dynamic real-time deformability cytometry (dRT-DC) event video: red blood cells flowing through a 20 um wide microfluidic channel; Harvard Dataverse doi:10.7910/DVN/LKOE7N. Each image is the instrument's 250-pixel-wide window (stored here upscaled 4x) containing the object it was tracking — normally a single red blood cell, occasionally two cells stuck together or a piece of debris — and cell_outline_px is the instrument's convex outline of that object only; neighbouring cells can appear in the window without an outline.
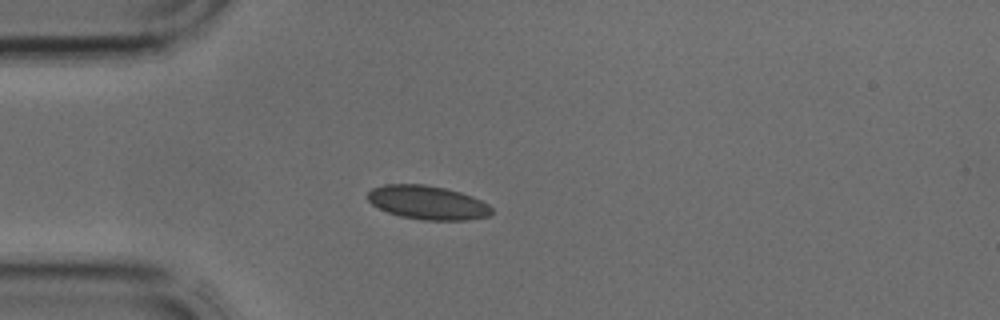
{"species": "common noctule bat (a hibernating species)", "species_latin": "Nyctalus noctula", "temperature_condition": "cold", "stored_images_in_passage": 1, "camera_frame_rate_fps": 3000, "um_per_image_px": 0.085, "animal": {"sex": "male", "body_mass_g": 17.9, "forearm_length_mm": 54.2}, "frame": {"image": 1, "passage_image": 1, "time_ms": 0.0, "image_size_px": [1000, 320], "cell_outline_px": [[492, 212], [488, 216], [468, 220], [424, 220], [400, 216], [388, 212], [372, 204], [368, 200], [368, 192], [372, 188], [384, 184], [424, 184], [444, 188], [460, 192], [472, 196], [488, 204], [492, 208]], "centroid_in_image_um": [36.35, 17.21], "position_along_channel_um": 48.7, "area_um2": 24.33}}